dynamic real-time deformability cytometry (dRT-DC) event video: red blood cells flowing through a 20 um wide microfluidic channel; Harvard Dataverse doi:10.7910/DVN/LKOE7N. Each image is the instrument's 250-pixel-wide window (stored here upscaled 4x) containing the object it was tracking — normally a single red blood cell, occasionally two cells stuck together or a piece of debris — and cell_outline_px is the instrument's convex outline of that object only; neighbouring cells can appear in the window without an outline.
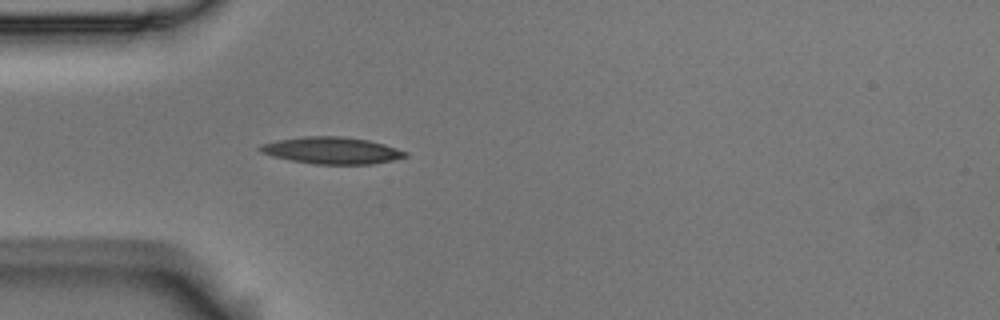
{"species": "Egyptian fruit bat (a non-hibernating species)", "species_latin": "Rousettus aegyptiacus", "temperature_condition": "room temperature", "stored_images_in_passage": 3, "camera_frame_rate_fps": 3000, "um_per_image_px": 0.085, "animal": {"sex": "male"}, "frame": {"image": 1, "passage_image": 3, "time_ms": 0.667, "image_size_px": [1000, 320], "cell_outline_px": [[408, 156], [392, 160], [372, 164], [316, 164], [292, 160], [272, 156], [260, 152], [256, 148], [260, 144], [276, 140], [304, 136], [344, 136], [368, 140], [384, 144], [408, 152]], "centroid_in_image_um": [28.18, 12.78], "position_along_channel_um": 56.8, "area_um2": 22.77}}